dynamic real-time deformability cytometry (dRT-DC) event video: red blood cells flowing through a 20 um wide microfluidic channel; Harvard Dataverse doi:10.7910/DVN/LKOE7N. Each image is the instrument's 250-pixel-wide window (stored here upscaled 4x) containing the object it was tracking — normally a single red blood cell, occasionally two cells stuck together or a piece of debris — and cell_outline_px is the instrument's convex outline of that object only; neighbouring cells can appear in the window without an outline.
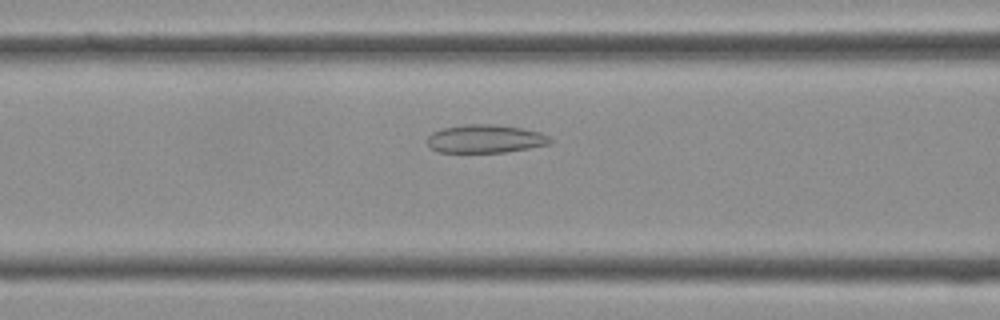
{"species": "Egyptian fruit bat (a non-hibernating species)", "species_latin": "Rousettus aegyptiacus", "temperature_condition": "cold", "stored_images_in_passage": 32, "camera_frame_rate_fps": 3000, "um_per_image_px": 0.085, "frame": {"image": 1, "passage_image": 8, "time_ms": 2.333, "image_size_px": [1000, 320], "cell_outline_px": [[552, 140], [548, 144], [528, 148], [504, 152], [436, 152], [428, 144], [428, 136], [432, 132], [444, 128], [464, 124], [492, 124], [520, 128], [540, 132], [548, 136]], "centroid_in_image_um": [41.22, 11.8], "position_along_channel_um": 125.4, "area_um2": 20.0}}
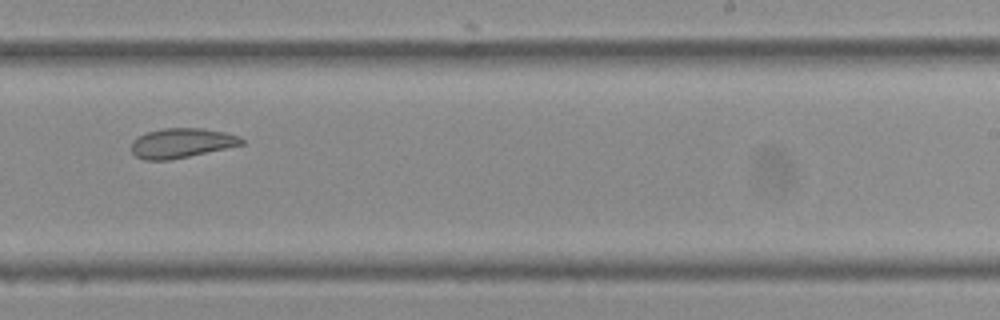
{"frame": {"image": 2, "passage_image": 17, "time_ms": 5.333, "image_size_px": [1000, 320], "cell_outline_px": [[244, 144], [188, 156], [168, 160], [144, 160], [136, 156], [132, 152], [132, 140], [148, 132], [164, 128], [200, 128], [224, 132], [240, 136], [244, 140]], "centroid_in_image_um": [15.43, 12.15], "position_along_channel_um": 273.6, "area_um2": 18.79}}
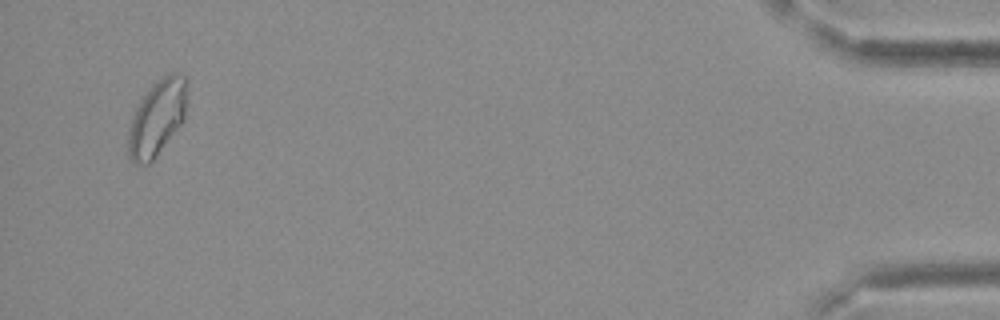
{"frame": {"image": 3, "passage_image": 31, "time_ms": 10.0, "image_size_px": [1000, 320], "cell_outline_px": [[188, 88], [184, 120], [156, 156], [148, 164], [132, 164], [128, 156], [128, 128], [136, 108], [140, 100], [168, 72], [180, 72], [184, 76]], "centroid_in_image_um": [13.36, 10.04], "position_along_channel_um": 421.8, "area_um2": 25.78}}